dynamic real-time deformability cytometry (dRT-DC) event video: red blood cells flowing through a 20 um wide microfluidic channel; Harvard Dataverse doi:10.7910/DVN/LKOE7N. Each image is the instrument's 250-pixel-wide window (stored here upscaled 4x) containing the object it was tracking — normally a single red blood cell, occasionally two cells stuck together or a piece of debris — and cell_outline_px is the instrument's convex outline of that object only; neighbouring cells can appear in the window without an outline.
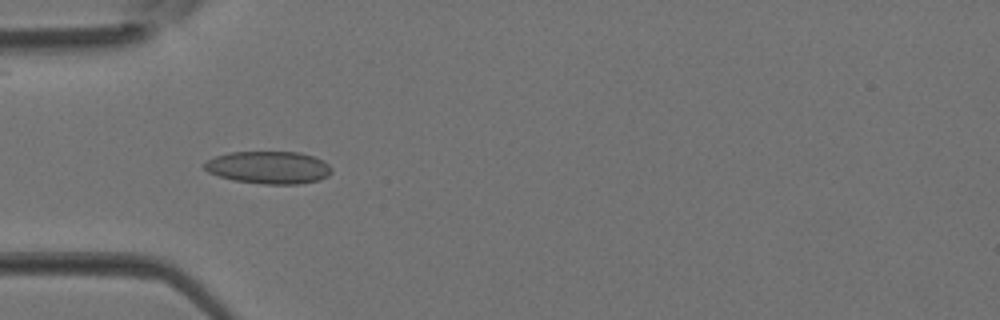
{"species": "Egyptian fruit bat (a non-hibernating species)", "species_latin": "Rousettus aegyptiacus", "temperature_condition": "room temperature", "stored_images_in_passage": 35, "camera_frame_rate_fps": 3000, "um_per_image_px": 0.085, "animal": {"sex": "female"}, "frame": {"image": 1, "passage_image": 12, "time_ms": 3.667, "image_size_px": [1000, 320], "cell_outline_px": [[332, 172], [328, 176], [320, 180], [296, 184], [264, 184], [236, 180], [220, 176], [208, 172], [204, 168], [204, 164], [208, 160], [216, 156], [228, 152], [300, 152], [324, 160], [332, 168]], "centroid_in_image_um": [22.88, 14.23], "position_along_channel_um": 62.1, "area_um2": 24.04}}
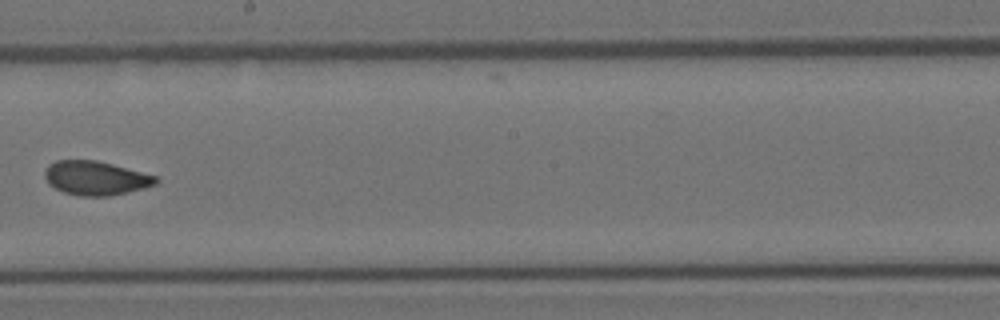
{"frame": {"image": 2, "passage_image": 22, "time_ms": 7.0, "image_size_px": [1000, 320], "cell_outline_px": [[160, 180], [156, 184], [144, 188], [128, 192], [108, 196], [80, 196], [64, 192], [48, 184], [44, 176], [44, 172], [48, 164], [56, 160], [96, 160], [112, 164], [156, 176]], "centroid_in_image_um": [8.11, 15.13], "position_along_channel_um": 240.1, "area_um2": 22.02}}
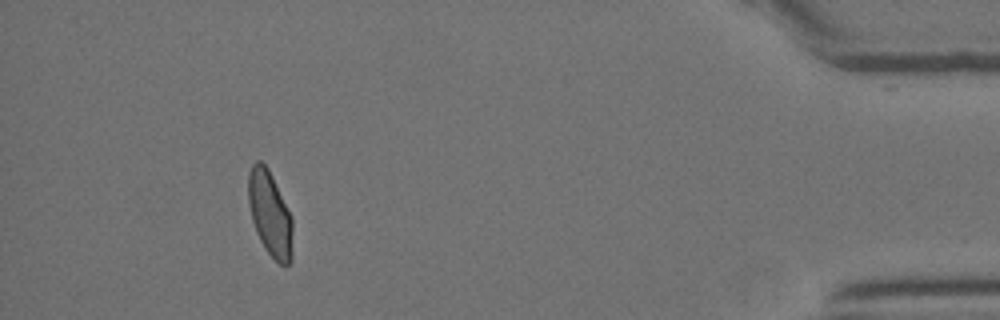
{"frame": {"image": 3, "passage_image": 35, "time_ms": 11.333, "image_size_px": [1000, 320], "cell_outline_px": [[292, 260], [288, 264], [280, 264], [264, 248], [256, 232], [252, 220], [248, 204], [248, 172], [252, 164], [256, 160], [260, 160], [268, 168], [292, 216]], "centroid_in_image_um": [22.94, 18.15], "position_along_channel_um": 412.3, "area_um2": 22.02}}